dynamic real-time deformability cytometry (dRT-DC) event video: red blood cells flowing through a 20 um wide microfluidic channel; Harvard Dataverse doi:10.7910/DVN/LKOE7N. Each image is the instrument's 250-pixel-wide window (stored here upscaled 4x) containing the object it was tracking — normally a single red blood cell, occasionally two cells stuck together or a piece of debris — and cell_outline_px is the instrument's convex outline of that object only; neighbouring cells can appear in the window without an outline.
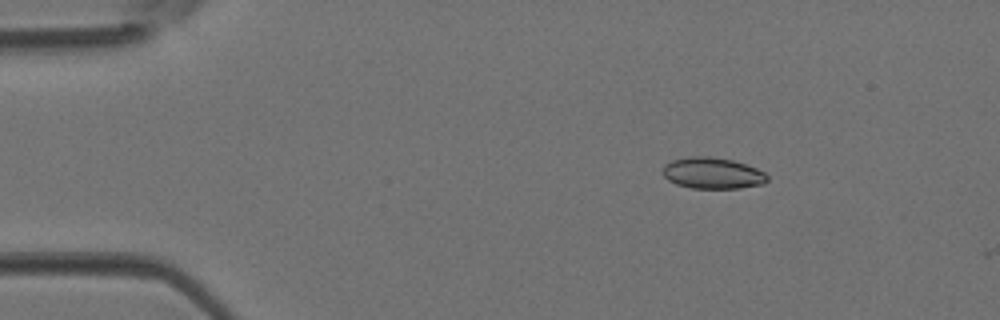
{"species": "Egyptian fruit bat (a non-hibernating species)", "species_latin": "Rousettus aegyptiacus", "temperature_condition": "room temperature", "stored_images_in_passage": 2, "camera_frame_rate_fps": 3000, "um_per_image_px": 0.085, "animal": {"sex": "female"}, "frame": {"image": 1, "passage_image": 1, "time_ms": 0.0, "image_size_px": [1000, 320], "cell_outline_px": [[768, 180], [764, 184], [740, 188], [692, 188], [676, 184], [668, 180], [664, 176], [664, 164], [672, 160], [692, 156], [708, 156], [732, 160], [756, 168], [764, 172], [768, 176]], "centroid_in_image_um": [60.58, 14.72], "position_along_channel_um": 24.4, "area_um2": 18.96}}